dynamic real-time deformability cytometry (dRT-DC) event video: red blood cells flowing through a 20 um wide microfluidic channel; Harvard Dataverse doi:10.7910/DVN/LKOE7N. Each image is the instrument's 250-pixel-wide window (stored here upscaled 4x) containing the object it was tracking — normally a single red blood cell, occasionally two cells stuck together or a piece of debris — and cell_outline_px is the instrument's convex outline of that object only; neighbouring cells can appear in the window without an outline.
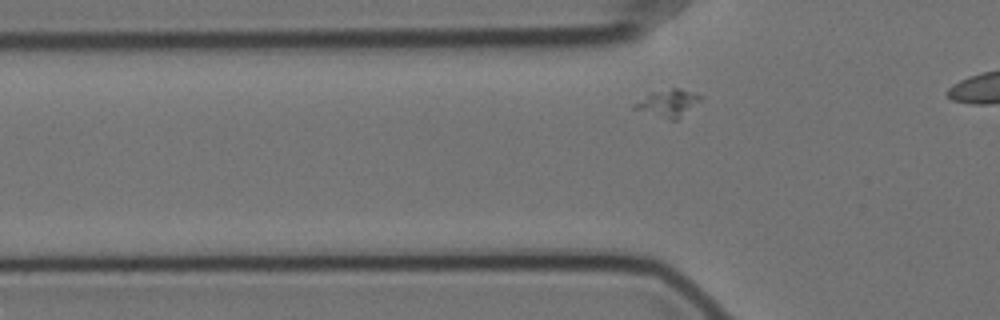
{"species": "Egyptian fruit bat (a non-hibernating species)", "species_latin": "Rousettus aegyptiacus", "temperature_condition": "cold", "stored_images_in_passage": 16, "segment_of_instrument_passage": [1, 2], "camera_frame_rate_fps": 3000, "um_per_image_px": 0.085, "animal": {"sex": "female"}, "frame": {"image": 1, "passage_image": 9, "time_ms": 2.667, "image_size_px": [1000, 320], "cell_outline_px": [[700, 100], [676, 120], [672, 120], [632, 108], [632, 104], [648, 92], [672, 88], [680, 88], [696, 92], [700, 96]], "centroid_in_image_um": [56.73, 8.72], "position_along_channel_um": 69.1, "area_um2": 10.35}}
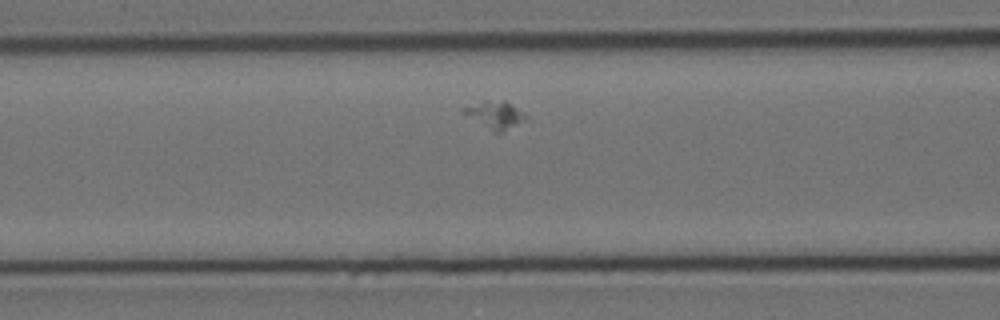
{"frame": {"image": 2, "passage_image": 14, "time_ms": 4.333, "image_size_px": [1000, 320], "cell_outline_px": [[528, 120], [504, 132], [496, 132], [460, 112], [460, 108], [484, 100], [504, 100], [524, 112], [528, 116]], "centroid_in_image_um": [42.12, 9.75], "position_along_channel_um": 124.5, "area_um2": 10.12}}